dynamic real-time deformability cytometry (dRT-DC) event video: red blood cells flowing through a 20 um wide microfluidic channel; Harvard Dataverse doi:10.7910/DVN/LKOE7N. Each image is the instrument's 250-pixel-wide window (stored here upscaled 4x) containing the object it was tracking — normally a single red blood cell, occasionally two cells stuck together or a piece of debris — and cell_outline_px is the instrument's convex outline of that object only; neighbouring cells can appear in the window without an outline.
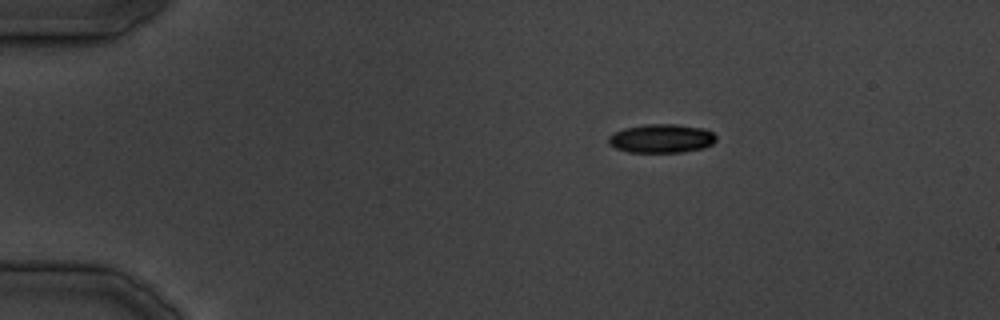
{"species": "common noctule bat (a hibernating species)", "species_latin": "Nyctalus noctula", "temperature_condition": "cold", "stored_images_in_passage": 20, "camera_frame_rate_fps": 3000, "um_per_image_px": 0.085, "animal": {"sex": "male", "body_mass_g": 19.5, "forearm_length_mm": 54.6}, "frame": {"image": 1, "passage_image": 1, "time_ms": 0.0, "image_size_px": [1000, 320], "cell_outline_px": [[716, 140], [712, 144], [704, 148], [684, 152], [628, 152], [616, 148], [608, 144], [608, 136], [612, 132], [624, 128], [644, 124], [676, 124], [704, 128], [712, 132], [716, 136]], "centroid_in_image_um": [56.21, 11.76], "position_along_channel_um": 28.8, "area_um2": 18.26}}
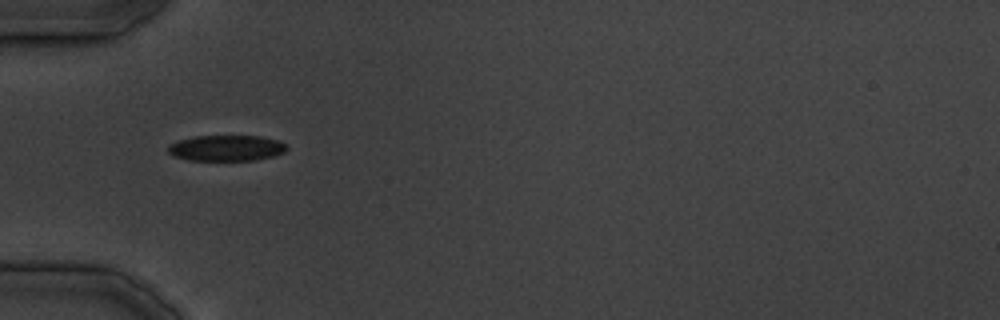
{"frame": {"image": 2, "passage_image": 7, "time_ms": 7.0, "image_size_px": [1000, 320], "cell_outline_px": [[288, 148], [284, 152], [276, 156], [256, 160], [188, 160], [172, 156], [168, 152], [168, 144], [192, 136], [260, 136], [280, 140], [288, 144]], "centroid_in_image_um": [19.28, 12.58], "position_along_channel_um": 65.7, "area_um2": 18.15}}
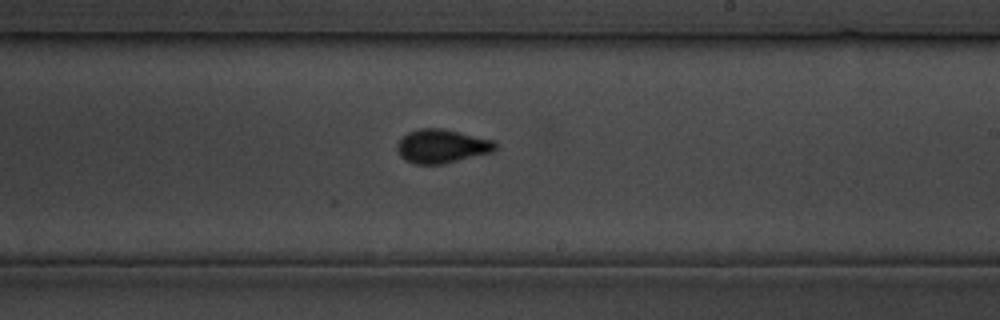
{"frame": {"image": 3, "passage_image": 17, "time_ms": 19.667, "image_size_px": [1000, 320], "cell_outline_px": [[496, 148], [492, 152], [444, 164], [416, 164], [404, 160], [400, 156], [396, 148], [396, 144], [408, 132], [420, 128], [444, 128], [496, 140]], "centroid_in_image_um": [37.56, 12.42], "position_along_channel_um": 251.4, "area_um2": 19.54}}